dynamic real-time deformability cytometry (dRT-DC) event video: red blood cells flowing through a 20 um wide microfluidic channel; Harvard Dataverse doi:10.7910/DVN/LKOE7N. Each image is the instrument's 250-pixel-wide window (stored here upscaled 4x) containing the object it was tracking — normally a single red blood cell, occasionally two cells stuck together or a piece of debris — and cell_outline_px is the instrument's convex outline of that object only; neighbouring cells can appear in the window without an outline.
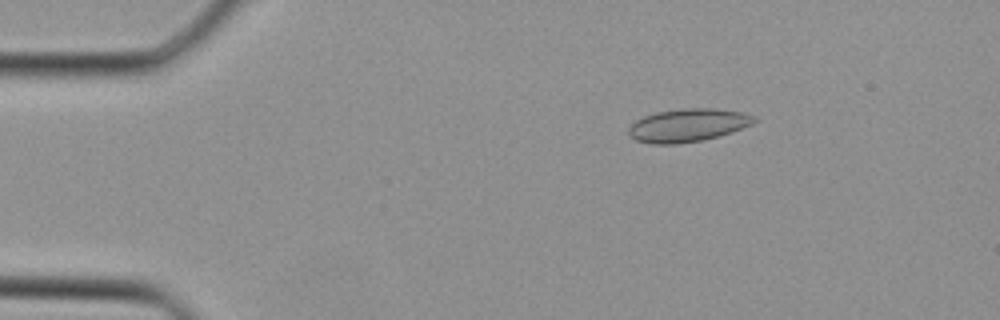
{"species": "Egyptian fruit bat (a non-hibernating species)", "species_latin": "Rousettus aegyptiacus", "temperature_condition": "cold", "stored_images_in_passage": 37, "camera_frame_rate_fps": 3000, "um_per_image_px": 0.085, "animal": {"sex": "female"}, "frame": {"image": 1, "passage_image": 6, "time_ms": 1.667, "image_size_px": [1000, 320], "cell_outline_px": [[756, 120], [752, 124], [732, 132], [704, 140], [676, 144], [652, 144], [636, 140], [628, 132], [628, 128], [636, 120], [644, 116], [656, 112], [684, 108], [716, 108], [740, 112], [756, 116]], "centroid_in_image_um": [58.47, 10.64], "position_along_channel_um": 26.5, "area_um2": 24.16}}
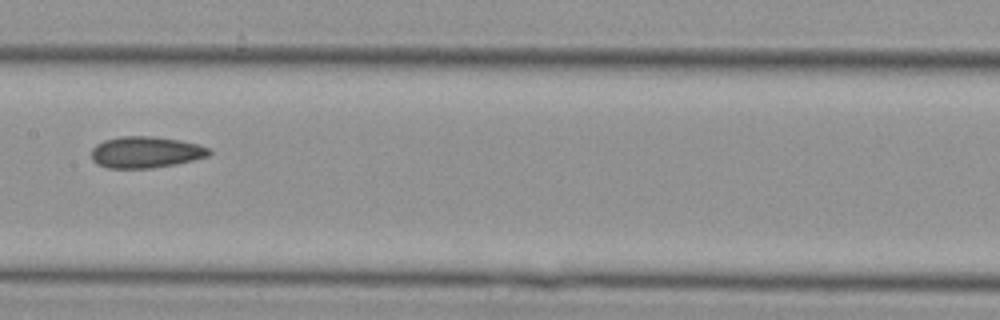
{"frame": {"image": 2, "passage_image": 19, "time_ms": 6.0, "image_size_px": [1000, 320], "cell_outline_px": [[212, 152], [208, 156], [176, 164], [152, 168], [108, 168], [96, 164], [92, 160], [92, 148], [96, 144], [104, 140], [120, 136], [152, 136], [180, 140], [196, 144], [208, 148]], "centroid_in_image_um": [12.35, 12.94], "position_along_channel_um": 195.0, "area_um2": 21.56}}
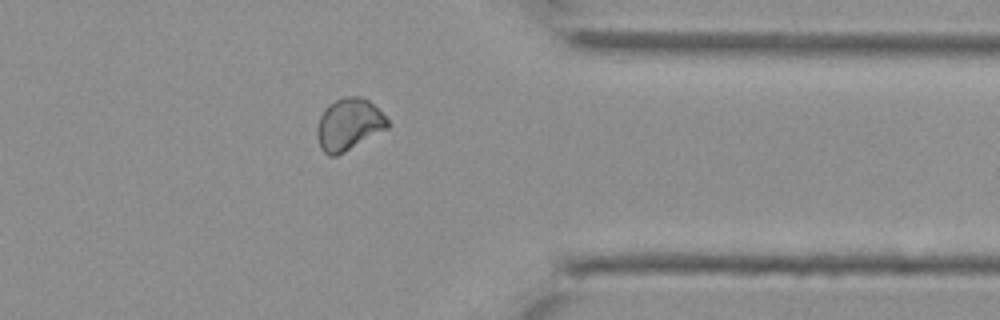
{"frame": {"image": 3, "passage_image": 30, "time_ms": 9.667, "image_size_px": [1000, 320], "cell_outline_px": [[388, 128], [344, 152], [336, 156], [328, 156], [320, 148], [316, 136], [316, 128], [320, 116], [328, 104], [336, 100], [348, 96], [360, 96], [368, 100], [388, 120]], "centroid_in_image_um": [29.61, 10.59], "position_along_channel_um": 381.8, "area_um2": 21.15}}